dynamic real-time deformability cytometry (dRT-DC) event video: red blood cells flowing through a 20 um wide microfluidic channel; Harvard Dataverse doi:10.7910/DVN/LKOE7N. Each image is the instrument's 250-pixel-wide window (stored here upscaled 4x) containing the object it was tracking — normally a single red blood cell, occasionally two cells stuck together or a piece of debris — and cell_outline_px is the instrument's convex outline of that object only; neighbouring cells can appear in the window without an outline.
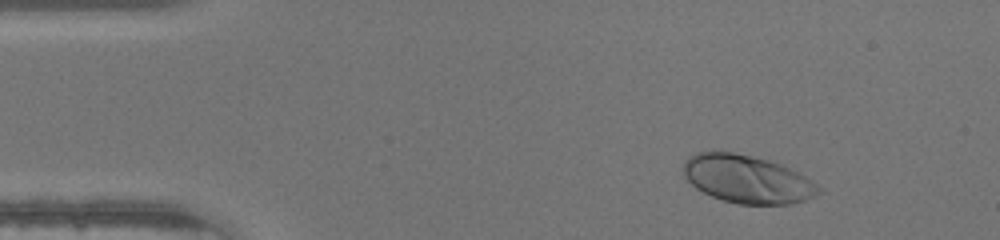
{"species": "human", "species_latin": "Homo sapiens", "temperature_condition": "warm", "stored_images_in_passage": 41, "camera_frame_rate_fps": 3000, "um_per_image_px": 0.085, "donor": {"sex": "male"}, "frame": {"image": 1, "passage_image": 1, "time_ms": 0.0, "image_size_px": [1000, 240], "cell_outline_px": [[824, 192], [804, 200], [792, 204], [740, 204], [724, 200], [712, 196], [696, 188], [684, 176], [684, 164], [688, 156], [696, 152], [712, 148], [732, 152], [768, 160], [780, 164], [812, 180]], "centroid_in_image_um": [63.48, 15.2], "position_along_channel_um": 21.5, "area_um2": 37.92}}
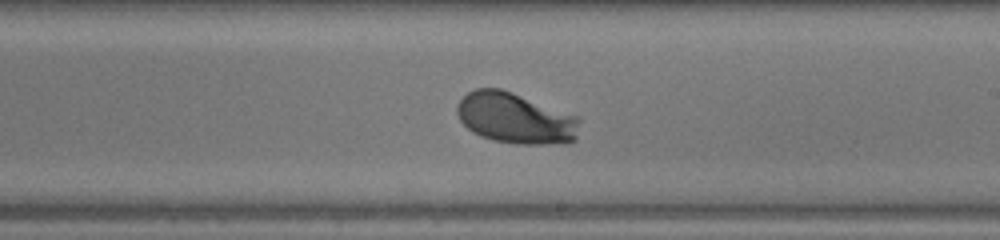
{"frame": {"image": 2, "passage_image": 22, "time_ms": 7.0, "image_size_px": [1000, 240], "cell_outline_px": [[580, 120], [576, 140], [568, 144], [516, 144], [492, 140], [480, 136], [472, 132], [460, 120], [456, 112], [456, 104], [468, 92], [476, 88], [500, 88], [512, 92], [580, 116]], "centroid_in_image_um": [43.84, 10.06], "position_along_channel_um": 245.2, "area_um2": 36.82}}
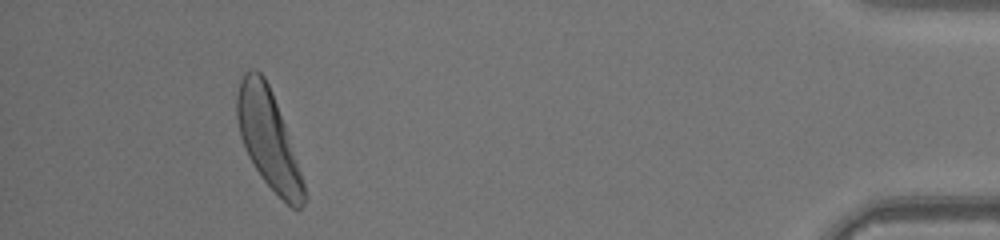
{"frame": {"image": 3, "passage_image": 38, "time_ms": 12.333, "image_size_px": [1000, 240], "cell_outline_px": [[304, 204], [300, 208], [292, 208], [260, 176], [248, 156], [240, 136], [236, 116], [236, 96], [240, 80], [244, 72], [252, 68], [256, 68], [264, 76], [272, 92], [284, 124], [304, 184]], "centroid_in_image_um": [22.75, 11.74], "position_along_channel_um": 412.4, "area_um2": 37.45}}